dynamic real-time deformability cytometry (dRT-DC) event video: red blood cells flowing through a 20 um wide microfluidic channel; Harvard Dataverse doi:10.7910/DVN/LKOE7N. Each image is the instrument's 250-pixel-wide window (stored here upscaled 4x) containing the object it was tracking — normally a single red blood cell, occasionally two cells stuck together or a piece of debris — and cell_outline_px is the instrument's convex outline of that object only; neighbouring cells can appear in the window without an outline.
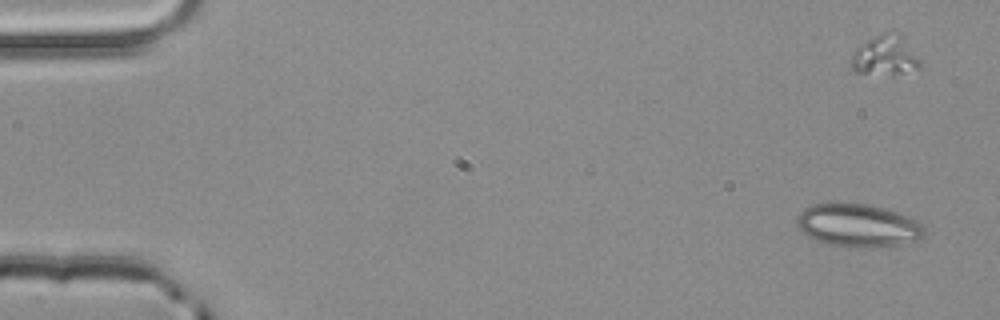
{"species": "common noctule bat (a hibernating species)", "species_latin": "Nyctalus noctula", "temperature_condition": "room temperature", "stored_images_in_passage": 4, "segment_of_instrument_passage": [2, 2], "camera_frame_rate_fps": 3000, "um_per_image_px": 0.085, "animal": {"sex": "male", "body_mass_g": 20.4}, "frame": {"image": 1, "passage_image": 4, "time_ms": 1.0, "image_size_px": [1000, 320], "cell_outline_px": [[924, 236], [916, 240], [900, 244], [872, 248], [848, 248], [824, 244], [800, 232], [796, 224], [796, 216], [804, 208], [812, 204], [868, 204], [884, 208], [912, 216], [924, 224]], "centroid_in_image_um": [72.93, 19.18], "position_along_channel_um": 12.1, "area_um2": 32.54}}